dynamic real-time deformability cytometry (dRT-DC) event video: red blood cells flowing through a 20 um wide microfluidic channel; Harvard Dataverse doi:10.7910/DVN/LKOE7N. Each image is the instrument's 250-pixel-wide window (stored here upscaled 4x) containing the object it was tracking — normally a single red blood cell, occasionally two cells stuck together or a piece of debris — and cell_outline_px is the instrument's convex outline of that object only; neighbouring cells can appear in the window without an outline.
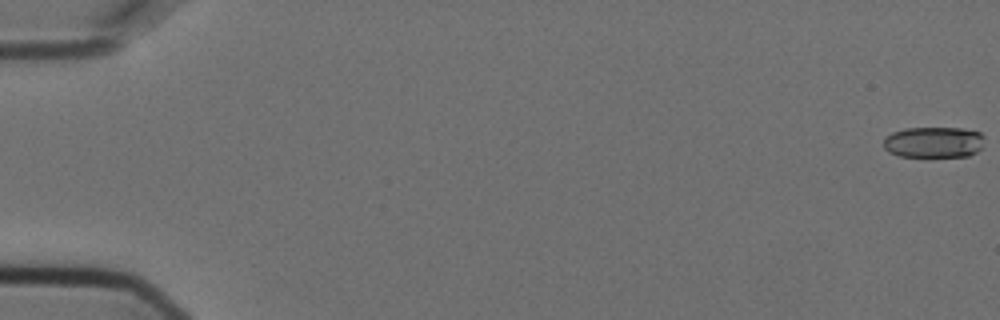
{"species": "Egyptian fruit bat (a non-hibernating species)", "species_latin": "Rousettus aegyptiacus", "temperature_condition": "cold", "stored_images_in_passage": 6, "camera_frame_rate_fps": 3000, "um_per_image_px": 0.085, "animal": {"sex": "female"}, "frame": {"image": 1, "passage_image": 1, "time_ms": 0.0, "image_size_px": [1000, 320], "cell_outline_px": [[984, 136], [980, 148], [976, 152], [968, 156], [900, 156], [888, 152], [884, 148], [884, 136], [892, 132], [904, 128], [964, 128], [980, 132]], "centroid_in_image_um": [79.34, 12.07], "position_along_channel_um": 5.7, "area_um2": 18.26}}
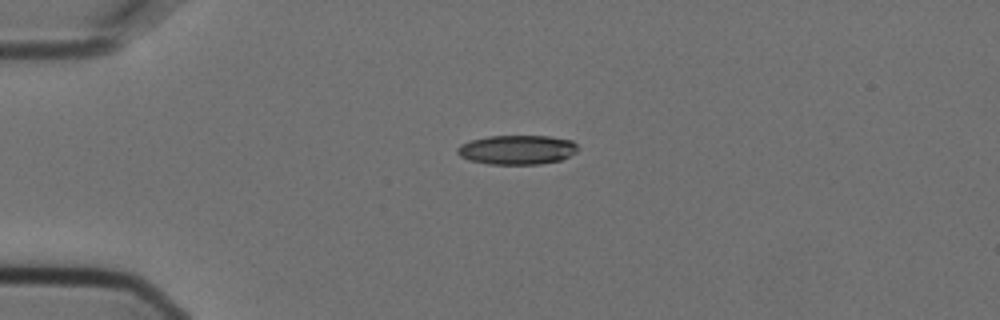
{"frame": {"image": 2, "passage_image": 5, "time_ms": 1.333, "image_size_px": [1000, 320], "cell_outline_px": [[580, 148], [576, 152], [560, 160], [540, 164], [488, 164], [468, 160], [460, 156], [456, 152], [456, 148], [460, 144], [472, 140], [488, 136], [548, 136], [572, 140]], "centroid_in_image_um": [43.94, 12.73], "position_along_channel_um": 41.1, "area_um2": 20.69}}